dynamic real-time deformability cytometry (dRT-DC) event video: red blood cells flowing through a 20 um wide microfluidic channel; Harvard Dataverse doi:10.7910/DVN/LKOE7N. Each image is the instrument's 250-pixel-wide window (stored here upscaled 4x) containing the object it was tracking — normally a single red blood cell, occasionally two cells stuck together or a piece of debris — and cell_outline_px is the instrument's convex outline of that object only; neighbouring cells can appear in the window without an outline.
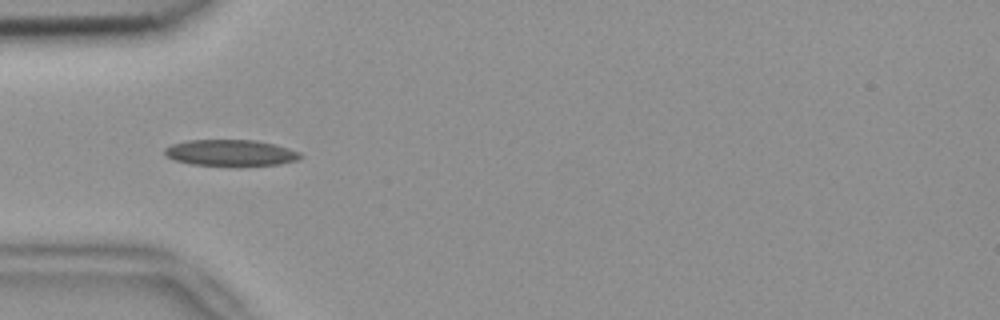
{"species": "common noctule bat (a hibernating species)", "species_latin": "Nyctalus noctula", "temperature_condition": "room temperature", "stored_images_in_passage": 42, "camera_frame_rate_fps": 3000, "um_per_image_px": 0.085, "animal": {"sex": "female", "body_mass_g": 18.4}, "frame": {"image": 1, "passage_image": 6, "time_ms": 1.667, "image_size_px": [1000, 320], "cell_outline_px": [[304, 156], [296, 160], [280, 164], [240, 168], [236, 168], [192, 164], [176, 160], [168, 156], [164, 152], [164, 148], [172, 144], [188, 140], [256, 140], [276, 144], [300, 152]], "centroid_in_image_um": [19.66, 13.02], "position_along_channel_um": 65.3, "area_um2": 21.5}}
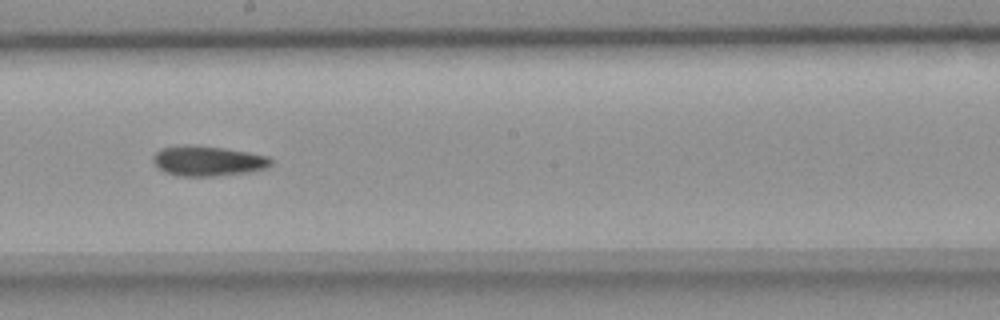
{"frame": {"image": 2, "passage_image": 19, "time_ms": 6.0, "image_size_px": [1000, 320], "cell_outline_px": [[272, 164], [268, 168], [252, 172], [216, 176], [176, 176], [164, 172], [152, 160], [152, 156], [160, 148], [224, 148], [248, 152], [268, 156], [272, 160]], "centroid_in_image_um": [17.75, 13.74], "position_along_channel_um": 230.5, "area_um2": 20.0}}
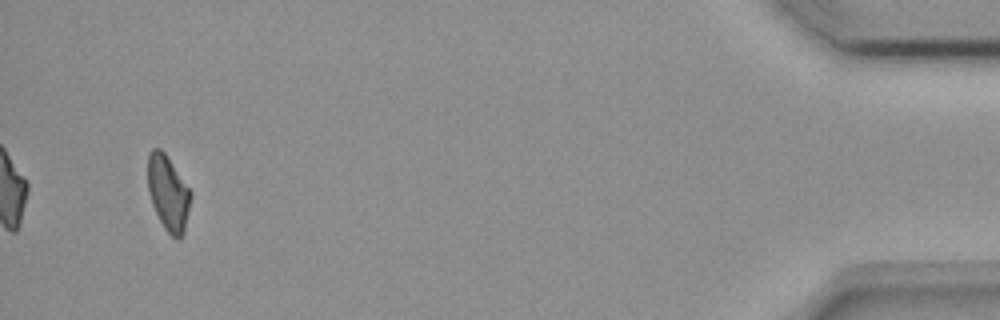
{"frame": {"image": 3, "passage_image": 40, "time_ms": 13.0, "image_size_px": [1000, 320], "cell_outline_px": [[192, 196], [184, 232], [180, 240], [176, 240], [164, 228], [152, 204], [148, 192], [148, 152], [152, 148], [160, 148], [164, 152], [192, 192]], "centroid_in_image_um": [14.3, 16.42], "position_along_channel_um": 420.9, "area_um2": 18.84}, "authors_computed_cell_mechanics": {"area_um2": 19.9699, "velocity_mm_per_s": 3.8298, "shape_relaxation_time_tau1_ms": null, "shape_relaxation_time_tau2_ms": 7.3516, "deformation_change_tau1": null, "deformation_change_tau2": 0.1454}}